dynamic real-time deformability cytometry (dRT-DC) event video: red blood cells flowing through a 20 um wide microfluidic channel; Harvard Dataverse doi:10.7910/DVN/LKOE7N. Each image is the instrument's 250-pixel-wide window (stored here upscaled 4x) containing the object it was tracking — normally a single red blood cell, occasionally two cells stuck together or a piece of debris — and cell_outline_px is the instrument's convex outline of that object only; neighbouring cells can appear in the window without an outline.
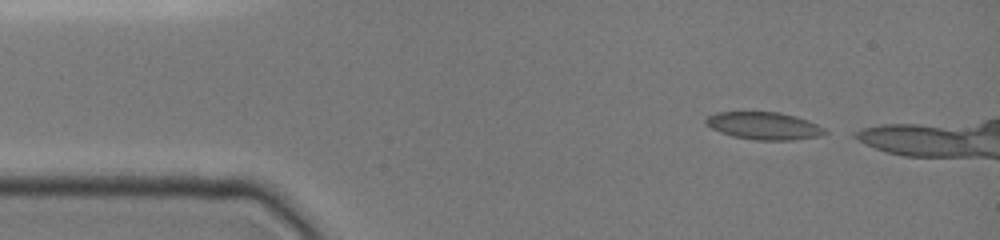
{"species": "common noctule bat (a hibernating species)", "species_latin": "Nyctalus noctula", "temperature_condition": "cold", "stored_images_in_passage": 10, "camera_frame_rate_fps": 3000, "um_per_image_px": 0.085, "animal": {"sex": "female", "body_mass_g": 19.0, "forearm_length_mm": 51.5}, "frame": {"image": 1, "passage_image": 1, "time_ms": 0.0, "image_size_px": [1000, 240], "cell_outline_px": [[828, 132], [816, 136], [792, 140], [756, 140], [732, 136], [720, 132], [704, 124], [704, 120], [708, 116], [716, 112], [780, 112], [796, 116], [808, 120], [824, 128]], "centroid_in_image_um": [64.9, 10.69], "position_along_channel_um": 20.1, "area_um2": 19.02}}